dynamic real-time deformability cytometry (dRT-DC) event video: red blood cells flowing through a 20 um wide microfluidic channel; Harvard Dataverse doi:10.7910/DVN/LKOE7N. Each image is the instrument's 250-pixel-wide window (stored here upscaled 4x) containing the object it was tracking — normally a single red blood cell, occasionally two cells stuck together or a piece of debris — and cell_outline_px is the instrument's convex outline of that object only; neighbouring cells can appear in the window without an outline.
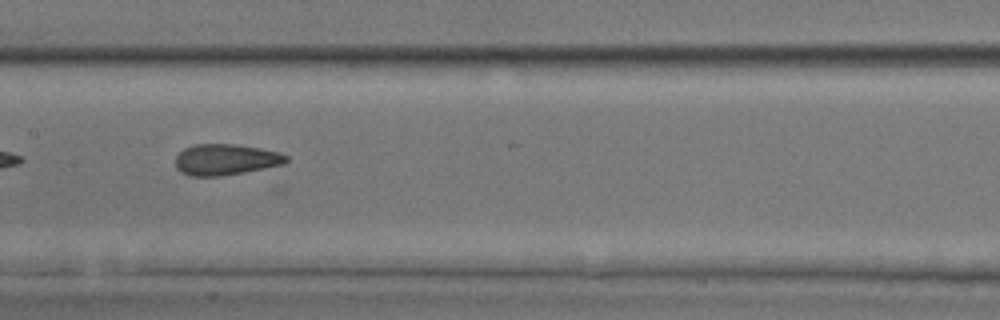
{"species": "common noctule bat (a hibernating species)", "species_latin": "Nyctalus noctula", "temperature_condition": "room temperature", "stored_images_in_passage": 33, "camera_frame_rate_fps": 3000, "um_per_image_px": 0.085, "animal": {"sex": "male", "body_mass_g": 17.9, "forearm_length_mm": 54.2}, "frame": {"image": 1, "passage_image": 27, "time_ms": 8.667, "image_size_px": [1000, 320], "cell_outline_px": [[288, 160], [284, 164], [244, 172], [220, 176], [188, 176], [180, 172], [176, 168], [176, 156], [184, 148], [192, 144], [236, 144], [260, 148], [280, 152], [288, 156]], "centroid_in_image_um": [19.17, 13.56], "position_along_channel_um": 188.2, "area_um2": 20.17}}